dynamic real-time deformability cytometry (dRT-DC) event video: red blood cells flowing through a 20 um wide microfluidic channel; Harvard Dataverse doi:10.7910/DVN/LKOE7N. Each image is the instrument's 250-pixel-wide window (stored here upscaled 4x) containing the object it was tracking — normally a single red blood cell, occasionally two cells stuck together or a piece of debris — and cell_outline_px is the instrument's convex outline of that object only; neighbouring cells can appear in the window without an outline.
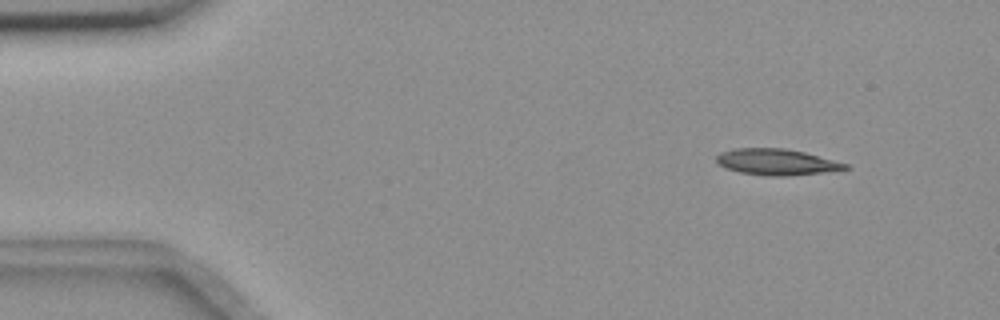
{"species": "common noctule bat (a hibernating species)", "species_latin": "Nyctalus noctula", "temperature_condition": "room temperature", "stored_images_in_passage": 54, "camera_frame_rate_fps": 3000, "um_per_image_px": 0.085, "animal": {"sex": "female", "body_mass_g": 18.4}, "frame": {"image": 1, "passage_image": 5, "time_ms": 1.333, "image_size_px": [1000, 320], "cell_outline_px": [[852, 168], [820, 172], [784, 176], [772, 176], [740, 172], [724, 168], [716, 160], [716, 156], [720, 152], [732, 148], [784, 148], [804, 152], [848, 164]], "centroid_in_image_um": [65.97, 13.75], "position_along_channel_um": 19.0, "area_um2": 19.42}}
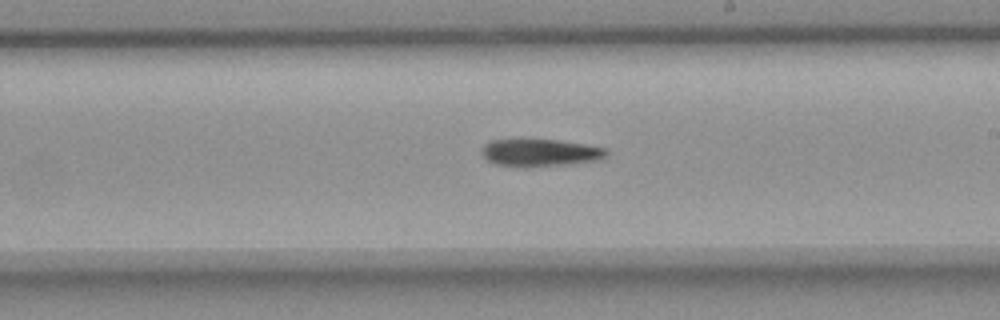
{"frame": {"image": 2, "passage_image": 31, "time_ms": 10.0, "image_size_px": [1000, 320], "cell_outline_px": [[608, 156], [600, 160], [568, 164], [524, 168], [496, 164], [488, 160], [480, 152], [484, 144], [492, 140], [556, 140], [584, 144], [608, 148]], "centroid_in_image_um": [45.94, 12.99], "position_along_channel_um": 243.1, "area_um2": 20.06}}
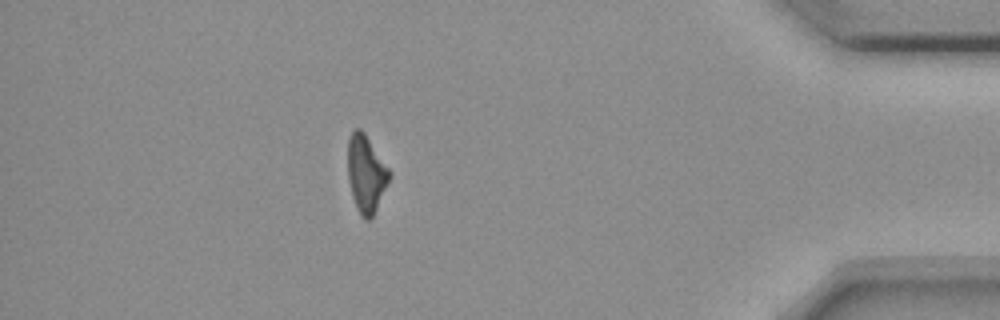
{"frame": {"image": 3, "passage_image": 48, "time_ms": 15.667, "image_size_px": [1000, 320], "cell_outline_px": [[392, 172], [376, 208], [372, 216], [368, 220], [364, 220], [360, 216], [356, 208], [352, 196], [348, 180], [348, 136], [356, 128], [360, 128], [364, 132]], "centroid_in_image_um": [31.1, 14.75], "position_along_channel_um": 404.1, "area_um2": 18.61}, "authors_computed_cell_mechanics": {"area_um2": 20.0566, "velocity_mm_per_s": 3.6415, "shape_relaxation_time_tau1_ms": 6.4903, "shape_relaxation_time_tau2_ms": null, "deformation_change_tau1": 0.1552, "deformation_change_tau2": null}}